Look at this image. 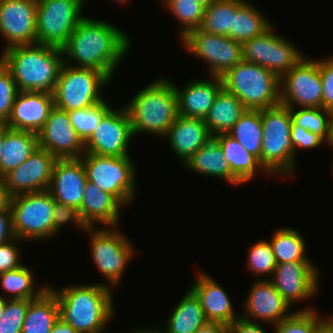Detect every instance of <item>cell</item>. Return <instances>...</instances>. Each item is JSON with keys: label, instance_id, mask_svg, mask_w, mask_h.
Returning a JSON list of instances; mask_svg holds the SVG:
<instances>
[{"label": "cell", "instance_id": "obj_57", "mask_svg": "<svg viewBox=\"0 0 333 333\" xmlns=\"http://www.w3.org/2000/svg\"><path fill=\"white\" fill-rule=\"evenodd\" d=\"M4 145V124H0V166L2 161V148Z\"/></svg>", "mask_w": 333, "mask_h": 333}, {"label": "cell", "instance_id": "obj_53", "mask_svg": "<svg viewBox=\"0 0 333 333\" xmlns=\"http://www.w3.org/2000/svg\"><path fill=\"white\" fill-rule=\"evenodd\" d=\"M10 205V196L5 187L3 178H0V212L5 211Z\"/></svg>", "mask_w": 333, "mask_h": 333}, {"label": "cell", "instance_id": "obj_18", "mask_svg": "<svg viewBox=\"0 0 333 333\" xmlns=\"http://www.w3.org/2000/svg\"><path fill=\"white\" fill-rule=\"evenodd\" d=\"M56 160L52 153L38 147L29 158L3 177L9 196L47 191Z\"/></svg>", "mask_w": 333, "mask_h": 333}, {"label": "cell", "instance_id": "obj_3", "mask_svg": "<svg viewBox=\"0 0 333 333\" xmlns=\"http://www.w3.org/2000/svg\"><path fill=\"white\" fill-rule=\"evenodd\" d=\"M49 289L56 295L59 317L79 333H104L114 315L113 295L105 283Z\"/></svg>", "mask_w": 333, "mask_h": 333}, {"label": "cell", "instance_id": "obj_1", "mask_svg": "<svg viewBox=\"0 0 333 333\" xmlns=\"http://www.w3.org/2000/svg\"><path fill=\"white\" fill-rule=\"evenodd\" d=\"M130 45L129 35L115 25L84 16L62 47L63 59L67 65L95 69L112 80Z\"/></svg>", "mask_w": 333, "mask_h": 333}, {"label": "cell", "instance_id": "obj_5", "mask_svg": "<svg viewBox=\"0 0 333 333\" xmlns=\"http://www.w3.org/2000/svg\"><path fill=\"white\" fill-rule=\"evenodd\" d=\"M261 165L270 175H290L295 172L296 158L291 143L290 108L281 104L261 110Z\"/></svg>", "mask_w": 333, "mask_h": 333}, {"label": "cell", "instance_id": "obj_2", "mask_svg": "<svg viewBox=\"0 0 333 333\" xmlns=\"http://www.w3.org/2000/svg\"><path fill=\"white\" fill-rule=\"evenodd\" d=\"M2 51L0 60L10 70L19 91L54 93L64 63L62 48L36 43Z\"/></svg>", "mask_w": 333, "mask_h": 333}, {"label": "cell", "instance_id": "obj_52", "mask_svg": "<svg viewBox=\"0 0 333 333\" xmlns=\"http://www.w3.org/2000/svg\"><path fill=\"white\" fill-rule=\"evenodd\" d=\"M49 333H79L70 324L64 322L60 317L55 322Z\"/></svg>", "mask_w": 333, "mask_h": 333}, {"label": "cell", "instance_id": "obj_32", "mask_svg": "<svg viewBox=\"0 0 333 333\" xmlns=\"http://www.w3.org/2000/svg\"><path fill=\"white\" fill-rule=\"evenodd\" d=\"M59 319L56 295L48 288L29 302L21 333H49Z\"/></svg>", "mask_w": 333, "mask_h": 333}, {"label": "cell", "instance_id": "obj_56", "mask_svg": "<svg viewBox=\"0 0 333 333\" xmlns=\"http://www.w3.org/2000/svg\"><path fill=\"white\" fill-rule=\"evenodd\" d=\"M326 143L333 147V110L330 111L329 134H328V140Z\"/></svg>", "mask_w": 333, "mask_h": 333}, {"label": "cell", "instance_id": "obj_29", "mask_svg": "<svg viewBox=\"0 0 333 333\" xmlns=\"http://www.w3.org/2000/svg\"><path fill=\"white\" fill-rule=\"evenodd\" d=\"M39 147L38 134L13 130L4 124V145L0 178L16 169Z\"/></svg>", "mask_w": 333, "mask_h": 333}, {"label": "cell", "instance_id": "obj_23", "mask_svg": "<svg viewBox=\"0 0 333 333\" xmlns=\"http://www.w3.org/2000/svg\"><path fill=\"white\" fill-rule=\"evenodd\" d=\"M189 289L199 299L208 322L229 326L240 315H236L228 294L207 273H197Z\"/></svg>", "mask_w": 333, "mask_h": 333}, {"label": "cell", "instance_id": "obj_34", "mask_svg": "<svg viewBox=\"0 0 333 333\" xmlns=\"http://www.w3.org/2000/svg\"><path fill=\"white\" fill-rule=\"evenodd\" d=\"M262 130L261 110L246 109L228 134L255 156L261 164Z\"/></svg>", "mask_w": 333, "mask_h": 333}, {"label": "cell", "instance_id": "obj_16", "mask_svg": "<svg viewBox=\"0 0 333 333\" xmlns=\"http://www.w3.org/2000/svg\"><path fill=\"white\" fill-rule=\"evenodd\" d=\"M272 276L268 280L290 305L293 302L308 301L320 287L318 268L311 261L277 264Z\"/></svg>", "mask_w": 333, "mask_h": 333}, {"label": "cell", "instance_id": "obj_46", "mask_svg": "<svg viewBox=\"0 0 333 333\" xmlns=\"http://www.w3.org/2000/svg\"><path fill=\"white\" fill-rule=\"evenodd\" d=\"M32 299H6L5 310L0 319V324L23 325L24 318Z\"/></svg>", "mask_w": 333, "mask_h": 333}, {"label": "cell", "instance_id": "obj_22", "mask_svg": "<svg viewBox=\"0 0 333 333\" xmlns=\"http://www.w3.org/2000/svg\"><path fill=\"white\" fill-rule=\"evenodd\" d=\"M53 94L36 91H19L6 126L13 130L38 134L54 108Z\"/></svg>", "mask_w": 333, "mask_h": 333}, {"label": "cell", "instance_id": "obj_40", "mask_svg": "<svg viewBox=\"0 0 333 333\" xmlns=\"http://www.w3.org/2000/svg\"><path fill=\"white\" fill-rule=\"evenodd\" d=\"M312 308H302L275 324V333H316L327 318L320 317Z\"/></svg>", "mask_w": 333, "mask_h": 333}, {"label": "cell", "instance_id": "obj_39", "mask_svg": "<svg viewBox=\"0 0 333 333\" xmlns=\"http://www.w3.org/2000/svg\"><path fill=\"white\" fill-rule=\"evenodd\" d=\"M111 108L110 104L103 100L92 107L68 111V117L77 134L85 142Z\"/></svg>", "mask_w": 333, "mask_h": 333}, {"label": "cell", "instance_id": "obj_27", "mask_svg": "<svg viewBox=\"0 0 333 333\" xmlns=\"http://www.w3.org/2000/svg\"><path fill=\"white\" fill-rule=\"evenodd\" d=\"M186 167L192 172L224 179L228 184H243L231 172L222 147L213 137L184 162V168Z\"/></svg>", "mask_w": 333, "mask_h": 333}, {"label": "cell", "instance_id": "obj_55", "mask_svg": "<svg viewBox=\"0 0 333 333\" xmlns=\"http://www.w3.org/2000/svg\"><path fill=\"white\" fill-rule=\"evenodd\" d=\"M316 333H333V325L327 319L316 331Z\"/></svg>", "mask_w": 333, "mask_h": 333}, {"label": "cell", "instance_id": "obj_24", "mask_svg": "<svg viewBox=\"0 0 333 333\" xmlns=\"http://www.w3.org/2000/svg\"><path fill=\"white\" fill-rule=\"evenodd\" d=\"M123 205L110 193L102 191L91 181L86 182L82 204L78 209L86 227L101 224L105 227H116L120 222Z\"/></svg>", "mask_w": 333, "mask_h": 333}, {"label": "cell", "instance_id": "obj_37", "mask_svg": "<svg viewBox=\"0 0 333 333\" xmlns=\"http://www.w3.org/2000/svg\"><path fill=\"white\" fill-rule=\"evenodd\" d=\"M244 3L240 0H215L205 8L200 29L204 32L228 37L233 14Z\"/></svg>", "mask_w": 333, "mask_h": 333}, {"label": "cell", "instance_id": "obj_15", "mask_svg": "<svg viewBox=\"0 0 333 333\" xmlns=\"http://www.w3.org/2000/svg\"><path fill=\"white\" fill-rule=\"evenodd\" d=\"M134 135L125 107L110 109L85 141V153L101 156H130L128 145Z\"/></svg>", "mask_w": 333, "mask_h": 333}, {"label": "cell", "instance_id": "obj_19", "mask_svg": "<svg viewBox=\"0 0 333 333\" xmlns=\"http://www.w3.org/2000/svg\"><path fill=\"white\" fill-rule=\"evenodd\" d=\"M38 142L56 158H80L85 153V142L71 124L68 112L55 106L38 133Z\"/></svg>", "mask_w": 333, "mask_h": 333}, {"label": "cell", "instance_id": "obj_60", "mask_svg": "<svg viewBox=\"0 0 333 333\" xmlns=\"http://www.w3.org/2000/svg\"><path fill=\"white\" fill-rule=\"evenodd\" d=\"M5 310V298L1 295L0 296V319L4 313Z\"/></svg>", "mask_w": 333, "mask_h": 333}, {"label": "cell", "instance_id": "obj_25", "mask_svg": "<svg viewBox=\"0 0 333 333\" xmlns=\"http://www.w3.org/2000/svg\"><path fill=\"white\" fill-rule=\"evenodd\" d=\"M191 80L183 89H174L177 95L178 115L204 119L213 105L216 95L223 87L221 77Z\"/></svg>", "mask_w": 333, "mask_h": 333}, {"label": "cell", "instance_id": "obj_17", "mask_svg": "<svg viewBox=\"0 0 333 333\" xmlns=\"http://www.w3.org/2000/svg\"><path fill=\"white\" fill-rule=\"evenodd\" d=\"M37 0H0V34L6 40L3 50L37 43Z\"/></svg>", "mask_w": 333, "mask_h": 333}, {"label": "cell", "instance_id": "obj_54", "mask_svg": "<svg viewBox=\"0 0 333 333\" xmlns=\"http://www.w3.org/2000/svg\"><path fill=\"white\" fill-rule=\"evenodd\" d=\"M23 325L0 324V333H21Z\"/></svg>", "mask_w": 333, "mask_h": 333}, {"label": "cell", "instance_id": "obj_35", "mask_svg": "<svg viewBox=\"0 0 333 333\" xmlns=\"http://www.w3.org/2000/svg\"><path fill=\"white\" fill-rule=\"evenodd\" d=\"M277 264L292 261H310L306 256V243L300 232L290 227L274 231L269 241Z\"/></svg>", "mask_w": 333, "mask_h": 333}, {"label": "cell", "instance_id": "obj_8", "mask_svg": "<svg viewBox=\"0 0 333 333\" xmlns=\"http://www.w3.org/2000/svg\"><path fill=\"white\" fill-rule=\"evenodd\" d=\"M55 200L48 191L10 197L13 230L20 241L53 238Z\"/></svg>", "mask_w": 333, "mask_h": 333}, {"label": "cell", "instance_id": "obj_26", "mask_svg": "<svg viewBox=\"0 0 333 333\" xmlns=\"http://www.w3.org/2000/svg\"><path fill=\"white\" fill-rule=\"evenodd\" d=\"M165 137H168L169 148L183 164L205 145L212 138V135L209 133L204 119L178 115Z\"/></svg>", "mask_w": 333, "mask_h": 333}, {"label": "cell", "instance_id": "obj_50", "mask_svg": "<svg viewBox=\"0 0 333 333\" xmlns=\"http://www.w3.org/2000/svg\"><path fill=\"white\" fill-rule=\"evenodd\" d=\"M12 213L8 207L5 211L0 212V245L14 239Z\"/></svg>", "mask_w": 333, "mask_h": 333}, {"label": "cell", "instance_id": "obj_36", "mask_svg": "<svg viewBox=\"0 0 333 333\" xmlns=\"http://www.w3.org/2000/svg\"><path fill=\"white\" fill-rule=\"evenodd\" d=\"M35 281L32 271L24 264L17 269L0 273V285L2 290L10 295L8 299L39 298L49 286L44 284L36 289Z\"/></svg>", "mask_w": 333, "mask_h": 333}, {"label": "cell", "instance_id": "obj_13", "mask_svg": "<svg viewBox=\"0 0 333 333\" xmlns=\"http://www.w3.org/2000/svg\"><path fill=\"white\" fill-rule=\"evenodd\" d=\"M294 45L276 34L272 25L243 43V61L258 64L281 78L304 57Z\"/></svg>", "mask_w": 333, "mask_h": 333}, {"label": "cell", "instance_id": "obj_9", "mask_svg": "<svg viewBox=\"0 0 333 333\" xmlns=\"http://www.w3.org/2000/svg\"><path fill=\"white\" fill-rule=\"evenodd\" d=\"M82 161L87 180L112 194L123 206L135 197L136 172L130 156L115 157L84 153Z\"/></svg>", "mask_w": 333, "mask_h": 333}, {"label": "cell", "instance_id": "obj_61", "mask_svg": "<svg viewBox=\"0 0 333 333\" xmlns=\"http://www.w3.org/2000/svg\"><path fill=\"white\" fill-rule=\"evenodd\" d=\"M120 4H125L126 2L128 3L130 0H114Z\"/></svg>", "mask_w": 333, "mask_h": 333}, {"label": "cell", "instance_id": "obj_30", "mask_svg": "<svg viewBox=\"0 0 333 333\" xmlns=\"http://www.w3.org/2000/svg\"><path fill=\"white\" fill-rule=\"evenodd\" d=\"M222 147L224 158L228 161L231 172L242 182L247 183L256 177L257 171L271 175L260 164L259 160L250 154L235 138L228 133L213 137Z\"/></svg>", "mask_w": 333, "mask_h": 333}, {"label": "cell", "instance_id": "obj_49", "mask_svg": "<svg viewBox=\"0 0 333 333\" xmlns=\"http://www.w3.org/2000/svg\"><path fill=\"white\" fill-rule=\"evenodd\" d=\"M232 333H266L258 321H252L243 318L241 315L235 319L229 326Z\"/></svg>", "mask_w": 333, "mask_h": 333}, {"label": "cell", "instance_id": "obj_12", "mask_svg": "<svg viewBox=\"0 0 333 333\" xmlns=\"http://www.w3.org/2000/svg\"><path fill=\"white\" fill-rule=\"evenodd\" d=\"M180 41L185 50L207 63L211 77H222L243 61V43L224 35L199 28L188 32Z\"/></svg>", "mask_w": 333, "mask_h": 333}, {"label": "cell", "instance_id": "obj_47", "mask_svg": "<svg viewBox=\"0 0 333 333\" xmlns=\"http://www.w3.org/2000/svg\"><path fill=\"white\" fill-rule=\"evenodd\" d=\"M291 143L293 146L295 158L297 155L298 149H313L321 146L324 143V139L315 133L306 130L304 127H299L291 124Z\"/></svg>", "mask_w": 333, "mask_h": 333}, {"label": "cell", "instance_id": "obj_42", "mask_svg": "<svg viewBox=\"0 0 333 333\" xmlns=\"http://www.w3.org/2000/svg\"><path fill=\"white\" fill-rule=\"evenodd\" d=\"M246 265L249 271H252L256 276L260 275L258 280L263 275L273 274L277 263L269 240L259 241L249 248Z\"/></svg>", "mask_w": 333, "mask_h": 333}, {"label": "cell", "instance_id": "obj_43", "mask_svg": "<svg viewBox=\"0 0 333 333\" xmlns=\"http://www.w3.org/2000/svg\"><path fill=\"white\" fill-rule=\"evenodd\" d=\"M19 90L10 70L0 60V124L9 119Z\"/></svg>", "mask_w": 333, "mask_h": 333}, {"label": "cell", "instance_id": "obj_48", "mask_svg": "<svg viewBox=\"0 0 333 333\" xmlns=\"http://www.w3.org/2000/svg\"><path fill=\"white\" fill-rule=\"evenodd\" d=\"M19 238L15 237L7 243L0 245V273L14 270L23 265L21 253L17 248Z\"/></svg>", "mask_w": 333, "mask_h": 333}, {"label": "cell", "instance_id": "obj_59", "mask_svg": "<svg viewBox=\"0 0 333 333\" xmlns=\"http://www.w3.org/2000/svg\"><path fill=\"white\" fill-rule=\"evenodd\" d=\"M197 1V3H199L200 5H202L204 8H207L208 6H210L215 0H195Z\"/></svg>", "mask_w": 333, "mask_h": 333}, {"label": "cell", "instance_id": "obj_21", "mask_svg": "<svg viewBox=\"0 0 333 333\" xmlns=\"http://www.w3.org/2000/svg\"><path fill=\"white\" fill-rule=\"evenodd\" d=\"M246 301L244 302L245 313L241 316L245 319L260 320L262 322L273 324V326L285 318L289 317L290 304L287 303L282 295L276 290L275 286L263 277L252 283L248 291Z\"/></svg>", "mask_w": 333, "mask_h": 333}, {"label": "cell", "instance_id": "obj_10", "mask_svg": "<svg viewBox=\"0 0 333 333\" xmlns=\"http://www.w3.org/2000/svg\"><path fill=\"white\" fill-rule=\"evenodd\" d=\"M94 228L85 230L91 236V256L98 271L107 279L105 282H109L106 286L113 289L121 283L126 266L137 251L119 228Z\"/></svg>", "mask_w": 333, "mask_h": 333}, {"label": "cell", "instance_id": "obj_28", "mask_svg": "<svg viewBox=\"0 0 333 333\" xmlns=\"http://www.w3.org/2000/svg\"><path fill=\"white\" fill-rule=\"evenodd\" d=\"M245 111L243 103L222 87L204 118V123L212 137L228 133Z\"/></svg>", "mask_w": 333, "mask_h": 333}, {"label": "cell", "instance_id": "obj_38", "mask_svg": "<svg viewBox=\"0 0 333 333\" xmlns=\"http://www.w3.org/2000/svg\"><path fill=\"white\" fill-rule=\"evenodd\" d=\"M164 8L173 13L175 18L182 25L179 32V39L183 38L188 32L199 29L205 8L195 0H162Z\"/></svg>", "mask_w": 333, "mask_h": 333}, {"label": "cell", "instance_id": "obj_6", "mask_svg": "<svg viewBox=\"0 0 333 333\" xmlns=\"http://www.w3.org/2000/svg\"><path fill=\"white\" fill-rule=\"evenodd\" d=\"M221 78L223 87L246 109L262 110L280 104V78L258 64L241 61Z\"/></svg>", "mask_w": 333, "mask_h": 333}, {"label": "cell", "instance_id": "obj_45", "mask_svg": "<svg viewBox=\"0 0 333 333\" xmlns=\"http://www.w3.org/2000/svg\"><path fill=\"white\" fill-rule=\"evenodd\" d=\"M319 59V68L322 79V107L333 110V56Z\"/></svg>", "mask_w": 333, "mask_h": 333}, {"label": "cell", "instance_id": "obj_51", "mask_svg": "<svg viewBox=\"0 0 333 333\" xmlns=\"http://www.w3.org/2000/svg\"><path fill=\"white\" fill-rule=\"evenodd\" d=\"M229 330L228 326L215 323L207 322L201 326L195 333H226Z\"/></svg>", "mask_w": 333, "mask_h": 333}, {"label": "cell", "instance_id": "obj_4", "mask_svg": "<svg viewBox=\"0 0 333 333\" xmlns=\"http://www.w3.org/2000/svg\"><path fill=\"white\" fill-rule=\"evenodd\" d=\"M124 107L133 135L147 133L165 137L178 117L174 83L165 77L158 78L135 94Z\"/></svg>", "mask_w": 333, "mask_h": 333}, {"label": "cell", "instance_id": "obj_14", "mask_svg": "<svg viewBox=\"0 0 333 333\" xmlns=\"http://www.w3.org/2000/svg\"><path fill=\"white\" fill-rule=\"evenodd\" d=\"M280 104L288 108L322 107L319 60L304 56L280 78Z\"/></svg>", "mask_w": 333, "mask_h": 333}, {"label": "cell", "instance_id": "obj_58", "mask_svg": "<svg viewBox=\"0 0 333 333\" xmlns=\"http://www.w3.org/2000/svg\"><path fill=\"white\" fill-rule=\"evenodd\" d=\"M130 333H163V331H161L160 329L147 330V329L141 327V329H138V330L135 329V330L131 331Z\"/></svg>", "mask_w": 333, "mask_h": 333}, {"label": "cell", "instance_id": "obj_41", "mask_svg": "<svg viewBox=\"0 0 333 333\" xmlns=\"http://www.w3.org/2000/svg\"><path fill=\"white\" fill-rule=\"evenodd\" d=\"M290 108L291 121L294 125L304 127L312 133L320 135L325 142L328 140L330 111L323 107Z\"/></svg>", "mask_w": 333, "mask_h": 333}, {"label": "cell", "instance_id": "obj_44", "mask_svg": "<svg viewBox=\"0 0 333 333\" xmlns=\"http://www.w3.org/2000/svg\"><path fill=\"white\" fill-rule=\"evenodd\" d=\"M73 223L78 226L79 229L86 230L85 224L82 222L79 211L77 208L68 207L64 204L55 202L54 212H53V238L64 225L68 223Z\"/></svg>", "mask_w": 333, "mask_h": 333}, {"label": "cell", "instance_id": "obj_11", "mask_svg": "<svg viewBox=\"0 0 333 333\" xmlns=\"http://www.w3.org/2000/svg\"><path fill=\"white\" fill-rule=\"evenodd\" d=\"M85 0H37V43L62 48L82 16Z\"/></svg>", "mask_w": 333, "mask_h": 333}, {"label": "cell", "instance_id": "obj_33", "mask_svg": "<svg viewBox=\"0 0 333 333\" xmlns=\"http://www.w3.org/2000/svg\"><path fill=\"white\" fill-rule=\"evenodd\" d=\"M269 21L256 6L246 1L233 14L232 28L229 29L228 37L244 43L267 31L272 26Z\"/></svg>", "mask_w": 333, "mask_h": 333}, {"label": "cell", "instance_id": "obj_62", "mask_svg": "<svg viewBox=\"0 0 333 333\" xmlns=\"http://www.w3.org/2000/svg\"><path fill=\"white\" fill-rule=\"evenodd\" d=\"M329 321H330V323L333 325V316L332 317H330L329 316V318H327Z\"/></svg>", "mask_w": 333, "mask_h": 333}, {"label": "cell", "instance_id": "obj_31", "mask_svg": "<svg viewBox=\"0 0 333 333\" xmlns=\"http://www.w3.org/2000/svg\"><path fill=\"white\" fill-rule=\"evenodd\" d=\"M171 311L163 333H195L208 322L199 299L190 289Z\"/></svg>", "mask_w": 333, "mask_h": 333}, {"label": "cell", "instance_id": "obj_7", "mask_svg": "<svg viewBox=\"0 0 333 333\" xmlns=\"http://www.w3.org/2000/svg\"><path fill=\"white\" fill-rule=\"evenodd\" d=\"M112 80L103 72L63 63L53 93L55 107L73 111L105 100L100 91Z\"/></svg>", "mask_w": 333, "mask_h": 333}, {"label": "cell", "instance_id": "obj_20", "mask_svg": "<svg viewBox=\"0 0 333 333\" xmlns=\"http://www.w3.org/2000/svg\"><path fill=\"white\" fill-rule=\"evenodd\" d=\"M87 182L82 158H57L48 192L53 199L68 207L79 209Z\"/></svg>", "mask_w": 333, "mask_h": 333}]
</instances>
